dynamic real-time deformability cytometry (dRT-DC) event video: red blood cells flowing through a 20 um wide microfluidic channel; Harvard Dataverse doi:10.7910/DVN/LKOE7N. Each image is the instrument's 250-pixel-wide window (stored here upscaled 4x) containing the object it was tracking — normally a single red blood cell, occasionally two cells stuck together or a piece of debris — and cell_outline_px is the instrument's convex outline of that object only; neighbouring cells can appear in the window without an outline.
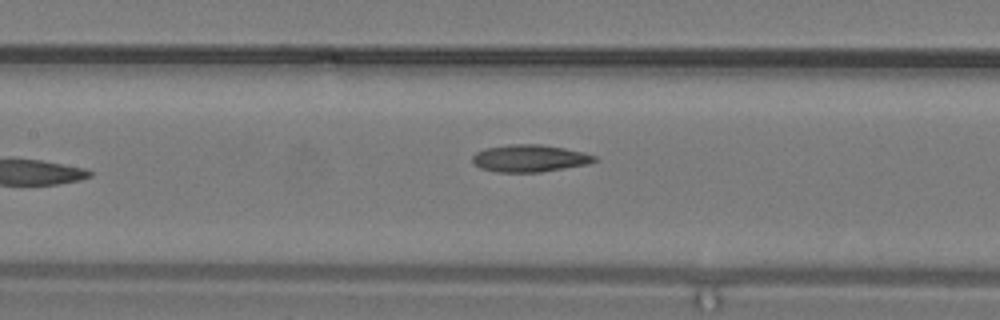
{"species": "common noctule bat (a hibernating species)", "species_latin": "Nyctalus noctula", "temperature_condition": "warm", "stored_images_in_passage": 14, "camera_frame_rate_fps": 3000, "um_per_image_px": 0.085, "animal": {"sex": "male", "body_mass_g": 19.2, "forearm_length_mm": 51.8}, "frame": {"image": 1, "passage_image": 14, "time_ms": 4.333, "image_size_px": [1000, 320], "cell_outline_px": [[596, 160], [588, 164], [540, 172], [496, 172], [480, 168], [472, 160], [472, 156], [476, 152], [484, 148], [512, 144], [540, 144], [564, 148], [584, 152], [596, 156]], "centroid_in_image_um": [45.0, 13.45], "position_along_channel_um": 162.4, "area_um2": 19.31}}